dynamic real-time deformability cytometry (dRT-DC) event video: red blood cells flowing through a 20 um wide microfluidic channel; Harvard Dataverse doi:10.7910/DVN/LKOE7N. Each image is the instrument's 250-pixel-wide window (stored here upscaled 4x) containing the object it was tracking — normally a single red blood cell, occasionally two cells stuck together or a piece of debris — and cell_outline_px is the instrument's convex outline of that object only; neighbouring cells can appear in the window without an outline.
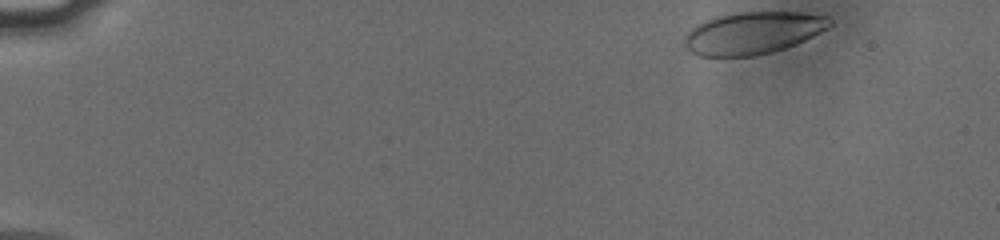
{"species": "human", "species_latin": "Homo sapiens", "temperature_condition": "cold", "stored_images_in_passage": 50, "camera_frame_rate_fps": 3000, "um_per_image_px": 0.085, "donor": {"sex": "male"}, "frame": {"image": 1, "passage_image": 1, "time_ms": 0.0, "image_size_px": [1000, 240], "cell_outline_px": [[832, 24], [828, 28], [796, 44], [772, 52], [756, 56], [700, 56], [692, 52], [684, 44], [684, 36], [696, 24], [716, 16], [736, 12], [800, 12], [828, 16], [832, 20]], "centroid_in_image_um": [64.0, 2.79], "position_along_channel_um": 21.0, "area_um2": 35.78}}
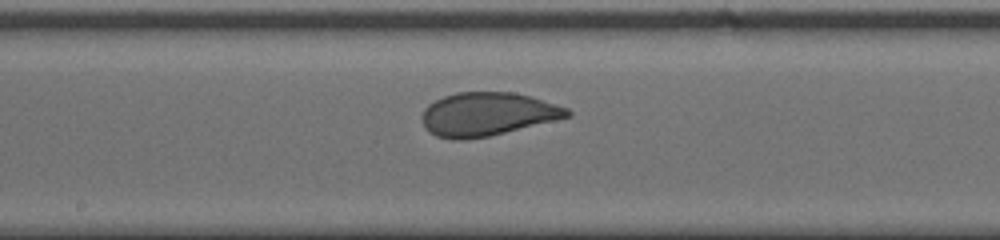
{"frame": {"image": 2, "passage_image": 26, "time_ms": 8.333, "image_size_px": [1000, 240], "cell_outline_px": [[572, 116], [556, 120], [488, 136], [464, 140], [452, 140], [436, 136], [428, 132], [424, 128], [420, 116], [424, 108], [428, 104], [444, 96], [456, 92], [512, 92], [528, 96], [568, 108], [572, 112]], "centroid_in_image_um": [41.37, 9.71], "position_along_channel_um": 206.8, "area_um2": 36.82}}
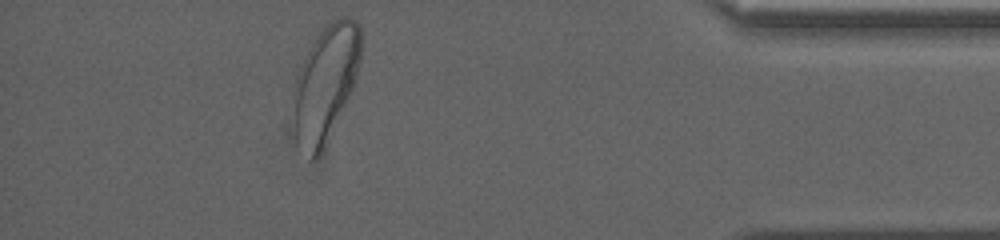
{"frame": {"image": 3, "passage_image": 45, "time_ms": 14.667, "image_size_px": [1000, 240], "cell_outline_px": [[360, 60], [352, 88], [324, 152], [320, 156], [312, 160], [296, 144], [292, 96], [296, 76], [312, 44], [320, 32], [332, 20], [344, 16], [348, 16], [356, 20], [360, 24]], "centroid_in_image_um": [27.65, 7.15], "position_along_channel_um": 407.5, "area_um2": 45.6}, "authors_computed_cell_mechanics": {"area_um2": 37.6278, "velocity_mm_per_s": 3.7714, "shape_relaxation_time_tau1_ms": 4.0433, "shape_relaxation_time_tau2_ms": null, "deformation_change_tau1": 0.1427, "deformation_change_tau2": null}}